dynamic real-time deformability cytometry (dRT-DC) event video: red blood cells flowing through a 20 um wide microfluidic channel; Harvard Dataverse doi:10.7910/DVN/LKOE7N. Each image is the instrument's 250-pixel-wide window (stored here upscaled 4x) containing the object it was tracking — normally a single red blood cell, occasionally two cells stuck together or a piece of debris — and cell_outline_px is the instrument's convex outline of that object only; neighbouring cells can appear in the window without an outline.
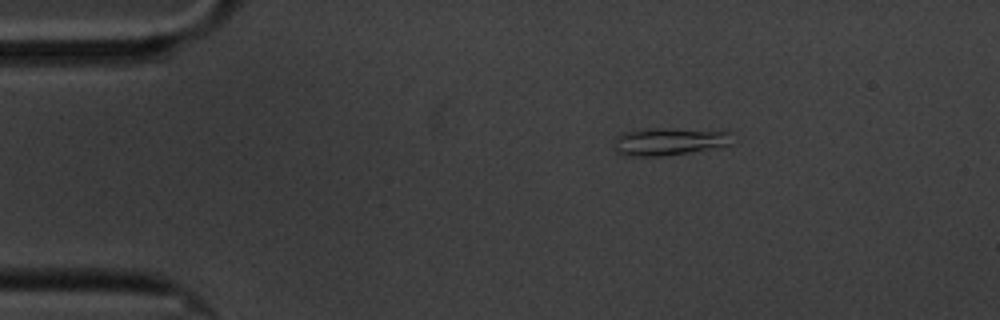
{"species": "common noctule bat (a hibernating species)", "species_latin": "Nyctalus noctula", "temperature_condition": "cold", "stored_images_in_passage": 50, "camera_frame_rate_fps": 3000, "um_per_image_px": 0.085, "animal": {"sex": "male", "body_mass_g": 20.1, "forearm_length_mm": 53.5}, "frame": {"image": 1, "passage_image": 1, "time_ms": 0.0, "image_size_px": [1000, 320], "cell_outline_px": [[732, 144], [688, 152], [660, 156], [628, 156], [616, 152], [616, 136], [624, 132], [652, 128], [656, 128], [728, 132]], "centroid_in_image_um": [56.8, 12.04], "position_along_channel_um": 28.2, "area_um2": 18.26}}
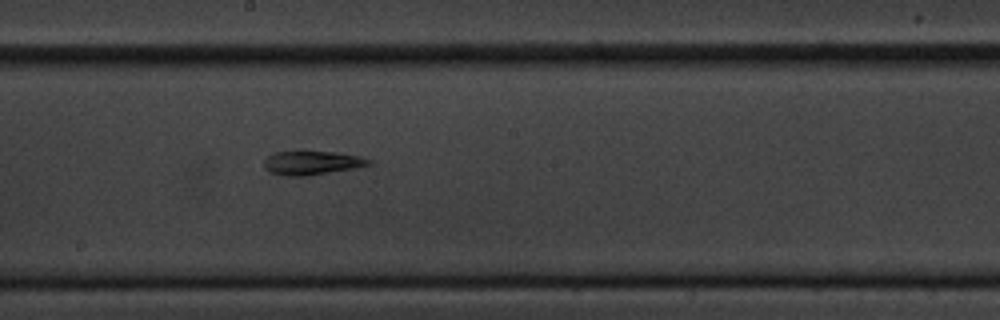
{"frame": {"image": 2, "passage_image": 23, "time_ms": 7.333, "image_size_px": [1000, 320], "cell_outline_px": [[372, 164], [356, 168], [308, 176], [288, 176], [272, 172], [264, 168], [264, 160], [272, 152], [300, 148], [304, 148], [336, 152], [360, 156], [372, 160]], "centroid_in_image_um": [26.5, 13.78], "position_along_channel_um": 221.7, "area_um2": 15.49}}
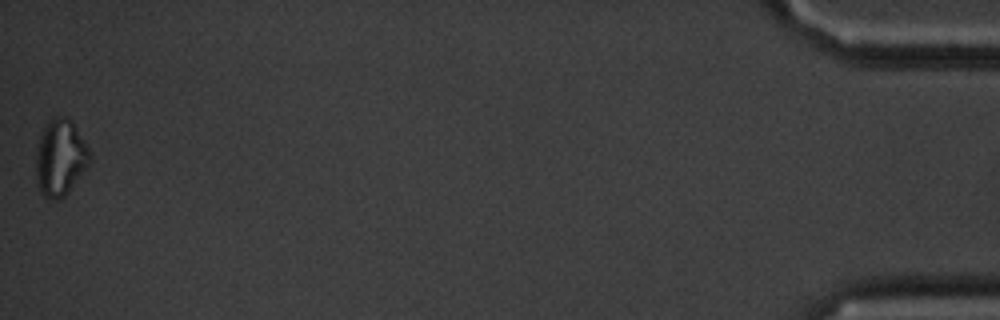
{"frame": {"image": 3, "passage_image": 50, "time_ms": 16.333, "image_size_px": [1000, 320], "cell_outline_px": [[92, 160], [68, 192], [60, 200], [52, 200], [44, 196], [40, 192], [36, 176], [36, 148], [40, 136], [48, 120], [52, 116], [64, 116], [72, 120], [84, 140], [92, 156]], "centroid_in_image_um": [5.13, 13.39], "position_along_channel_um": 430.1, "area_um2": 24.16}}